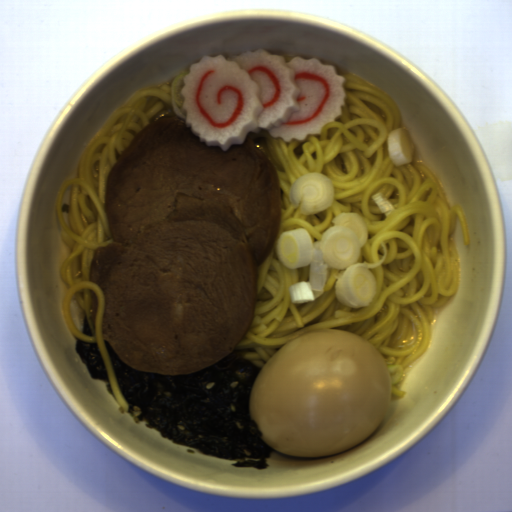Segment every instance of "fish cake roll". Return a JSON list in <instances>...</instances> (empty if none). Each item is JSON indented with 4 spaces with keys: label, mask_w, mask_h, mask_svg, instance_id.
<instances>
[{
    "label": "fish cake roll",
    "mask_w": 512,
    "mask_h": 512,
    "mask_svg": "<svg viewBox=\"0 0 512 512\" xmlns=\"http://www.w3.org/2000/svg\"><path fill=\"white\" fill-rule=\"evenodd\" d=\"M180 93L185 125L205 146L227 151L248 133L267 131L286 143L321 135L346 104V76L318 58L258 48L239 56L204 55L189 67Z\"/></svg>",
    "instance_id": "fish-cake-roll-1"
}]
</instances>
